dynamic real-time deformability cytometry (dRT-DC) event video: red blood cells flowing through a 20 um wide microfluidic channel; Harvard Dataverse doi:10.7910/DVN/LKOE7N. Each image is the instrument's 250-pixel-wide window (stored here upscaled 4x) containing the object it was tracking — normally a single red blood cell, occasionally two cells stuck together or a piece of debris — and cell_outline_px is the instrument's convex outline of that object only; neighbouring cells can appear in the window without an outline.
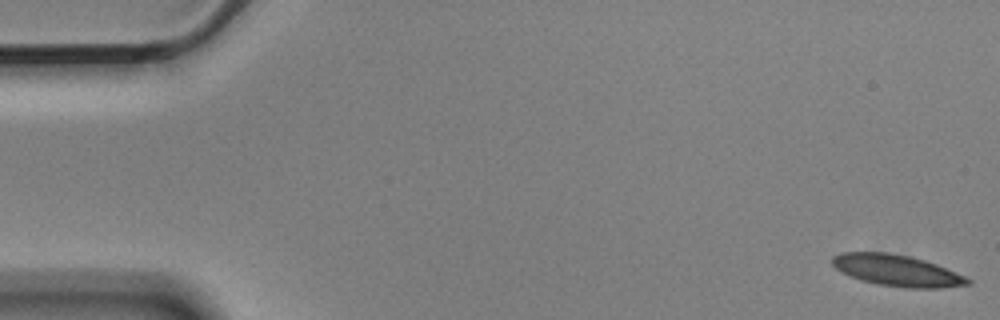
{"species": "Egyptian fruit bat (a non-hibernating species)", "species_latin": "Rousettus aegyptiacus", "temperature_condition": "cold", "stored_images_in_passage": 5, "camera_frame_rate_fps": 3000, "um_per_image_px": 0.085, "animal": {"sex": "male"}, "frame": {"image": 1, "passage_image": 1, "time_ms": 0.0, "image_size_px": [1000, 320], "cell_outline_px": [[972, 284], [940, 288], [908, 288], [880, 284], [860, 280], [836, 268], [832, 264], [832, 256], [840, 252], [888, 252], [908, 256], [924, 260], [936, 264], [964, 276], [972, 280]], "centroid_in_image_um": [76.25, 22.98], "position_along_channel_um": 8.8, "area_um2": 24.51}}
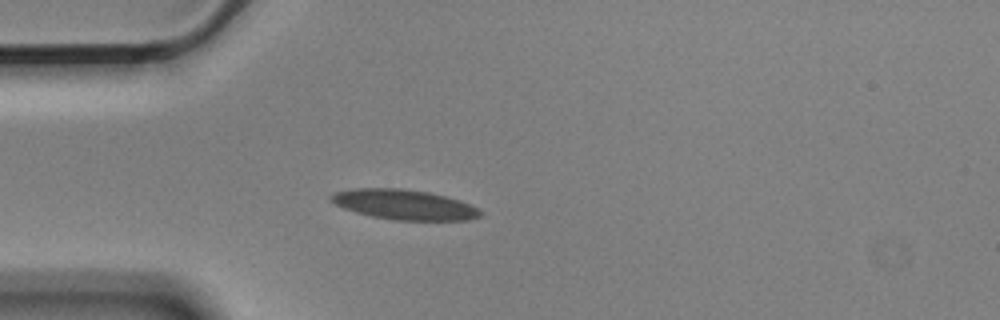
{"frame": {"image": 2, "passage_image": 5, "time_ms": 1.333, "image_size_px": [1000, 320], "cell_outline_px": [[484, 212], [480, 216], [468, 220], [396, 220], [372, 216], [356, 212], [344, 208], [328, 200], [328, 196], [336, 192], [352, 188], [400, 188], [428, 192], [460, 200]], "centroid_in_image_um": [34.32, 17.38], "position_along_channel_um": 50.7, "area_um2": 26.01}}